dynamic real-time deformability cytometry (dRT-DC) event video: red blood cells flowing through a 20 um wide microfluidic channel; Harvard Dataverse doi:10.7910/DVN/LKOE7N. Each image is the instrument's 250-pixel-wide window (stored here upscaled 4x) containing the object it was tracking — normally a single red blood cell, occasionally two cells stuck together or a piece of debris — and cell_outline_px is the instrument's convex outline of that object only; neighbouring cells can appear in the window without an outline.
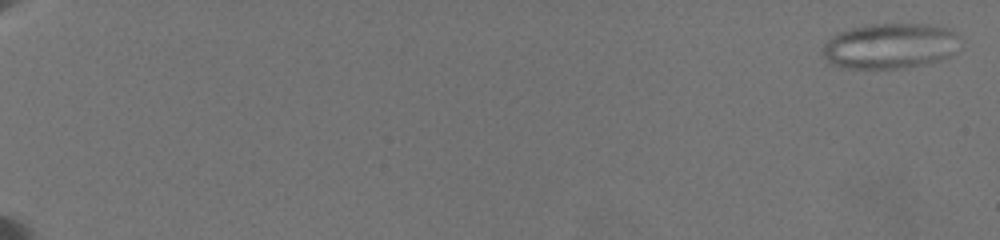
{"species": "common noctule bat (a hibernating species)", "species_latin": "Nyctalus noctula", "temperature_condition": "warm", "stored_images_in_passage": 85, "camera_frame_rate_fps": 3000, "um_per_image_px": 0.085, "animal": {"sex": "female", "body_mass_g": 19.5, "forearm_length_mm": 54.1}, "frame": {"image": 1, "passage_image": 3, "time_ms": 0.333, "image_size_px": [1000, 240], "cell_outline_px": [[960, 36], [948, 56], [940, 60], [924, 64], [900, 68], [844, 68], [828, 64], [820, 48], [832, 36], [840, 32], [852, 28], [872, 24], [928, 24], [948, 28]], "centroid_in_image_um": [75.58, 3.91], "position_along_channel_um": 9.4, "area_um2": 36.13}}
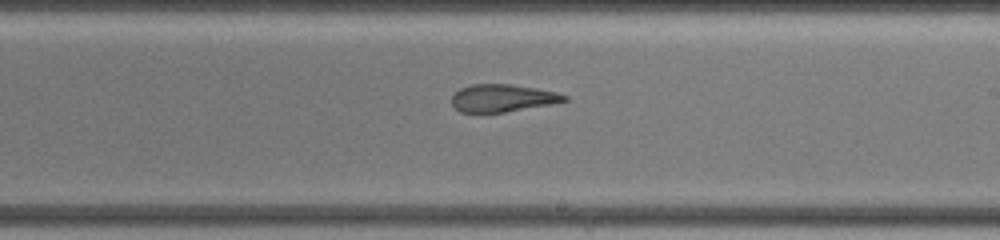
{"frame": {"image": 2, "passage_image": 64, "time_ms": 13.667, "image_size_px": [1000, 240], "cell_outline_px": [[568, 100], [548, 104], [504, 112], [460, 112], [452, 104], [452, 96], [460, 88], [472, 84], [512, 84], [536, 88], [556, 92], [568, 96]], "centroid_in_image_um": [42.69, 8.32], "position_along_channel_um": 246.3, "area_um2": 17.8}}
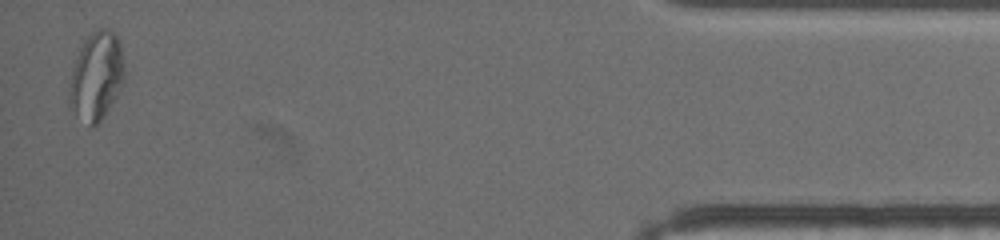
{"frame": {"image": 3, "passage_image": 84, "time_ms": 20.667, "image_size_px": [1000, 240], "cell_outline_px": [[124, 80], [116, 96], [104, 116], [92, 128], [88, 128], [68, 108], [68, 92], [72, 68], [80, 48], [84, 40], [92, 32], [100, 28], [108, 28], [120, 40], [124, 64]], "centroid_in_image_um": [8.16, 6.52], "position_along_channel_um": 427.0, "area_um2": 28.78}, "authors_computed_cell_mechanics": {"area_um2": 26.4146, "velocity_mm_per_s": 3.5178, "shape_relaxation_time_tau1_ms": null, "shape_relaxation_time_tau2_ms": 2.8629, "deformation_change_tau1": null, "deformation_change_tau2": 0.1145}}